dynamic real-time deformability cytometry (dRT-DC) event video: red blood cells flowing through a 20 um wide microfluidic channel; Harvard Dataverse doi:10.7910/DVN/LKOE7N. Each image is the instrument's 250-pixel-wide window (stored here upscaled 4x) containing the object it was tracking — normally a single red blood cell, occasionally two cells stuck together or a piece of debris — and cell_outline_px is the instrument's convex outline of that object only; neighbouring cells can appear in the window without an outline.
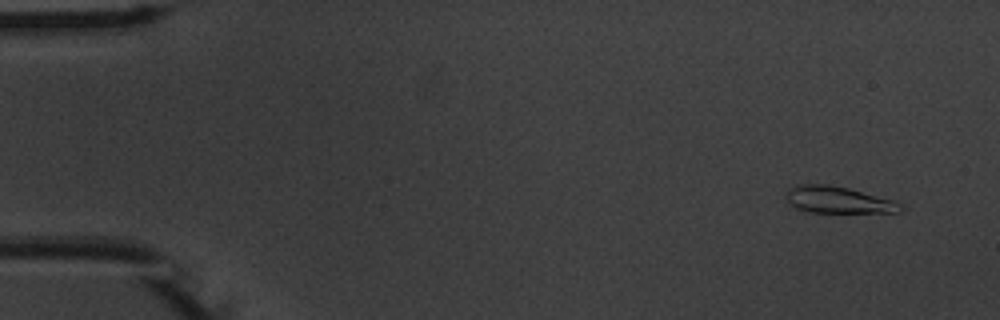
{"species": "common noctule bat (a hibernating species)", "species_latin": "Nyctalus noctula", "temperature_condition": "warm", "stored_images_in_passage": 5, "camera_frame_rate_fps": 3000, "um_per_image_px": 0.085, "animal": {"sex": "male", "body_mass_g": 20.1, "forearm_length_mm": 53.5}, "frame": {"image": 1, "passage_image": 1, "time_ms": 0.0, "image_size_px": [1000, 320], "cell_outline_px": [[904, 208], [900, 212], [808, 212], [796, 208], [788, 204], [784, 192], [788, 188], [796, 184], [828, 184], [848, 188], [896, 200]], "centroid_in_image_um": [71.2, 16.98], "position_along_channel_um": 13.8, "area_um2": 18.09}}
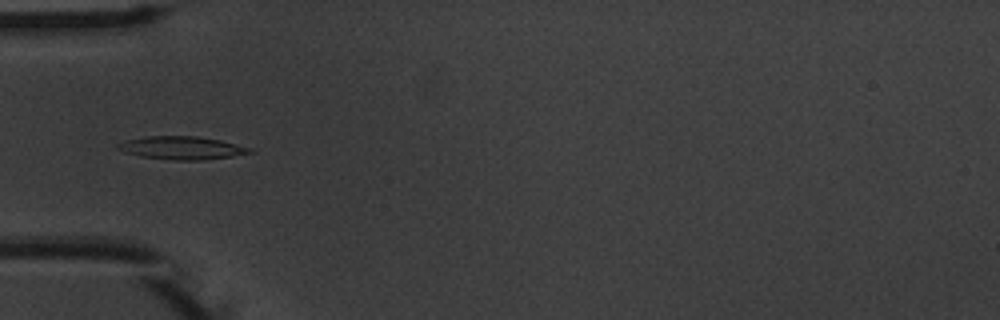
{"frame": {"image": 2, "passage_image": 5, "time_ms": 4.667, "image_size_px": [1000, 320], "cell_outline_px": [[256, 152], [232, 156], [204, 160], [172, 160], [140, 156], [124, 152], [116, 148], [116, 144], [128, 140], [144, 136], [196, 136], [220, 140], [252, 148]], "centroid_in_image_um": [15.47, 12.57], "position_along_channel_um": 69.5, "area_um2": 17.74}}